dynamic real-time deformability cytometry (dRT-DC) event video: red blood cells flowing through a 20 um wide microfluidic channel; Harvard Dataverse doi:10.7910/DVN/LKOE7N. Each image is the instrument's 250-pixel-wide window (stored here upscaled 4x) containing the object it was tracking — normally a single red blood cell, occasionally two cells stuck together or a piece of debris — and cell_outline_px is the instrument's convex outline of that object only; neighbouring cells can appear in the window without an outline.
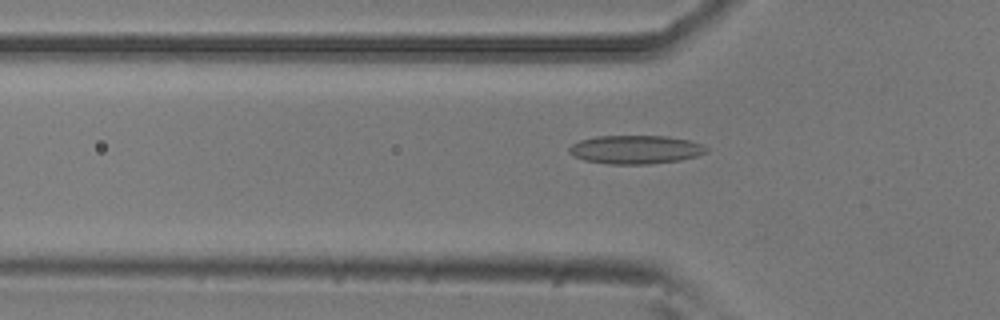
{"species": "common noctule bat (a hibernating species)", "species_latin": "Nyctalus noctula", "temperature_condition": "room temperature", "stored_images_in_passage": 51, "camera_frame_rate_fps": 3000, "um_per_image_px": 0.085, "animal": {"sex": "male", "body_mass_g": 20.5, "forearm_length_mm": 52.5}, "frame": {"image": 1, "passage_image": 17, "time_ms": 5.333, "image_size_px": [1000, 320], "cell_outline_px": [[708, 152], [696, 156], [680, 160], [648, 164], [608, 164], [584, 160], [572, 156], [568, 152], [568, 148], [572, 144], [580, 140], [596, 136], [668, 136], [688, 140], [704, 144], [708, 148]], "centroid_in_image_um": [54.02, 12.71], "position_along_channel_um": 71.8, "area_um2": 23.0}}
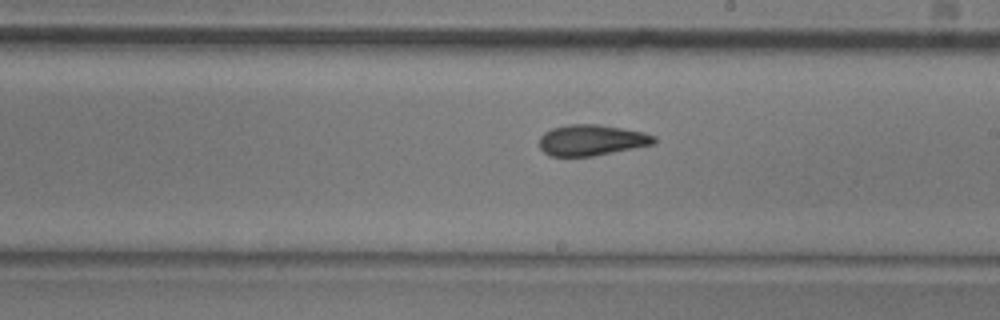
{"frame": {"image": 2, "passage_image": 30, "time_ms": 9.667, "image_size_px": [1000, 320], "cell_outline_px": [[656, 144], [636, 148], [592, 156], [548, 156], [540, 148], [540, 136], [544, 132], [552, 128], [568, 124], [596, 124], [644, 132], [656, 136]], "centroid_in_image_um": [50.29, 11.91], "position_along_channel_um": 238.7, "area_um2": 20.75}}
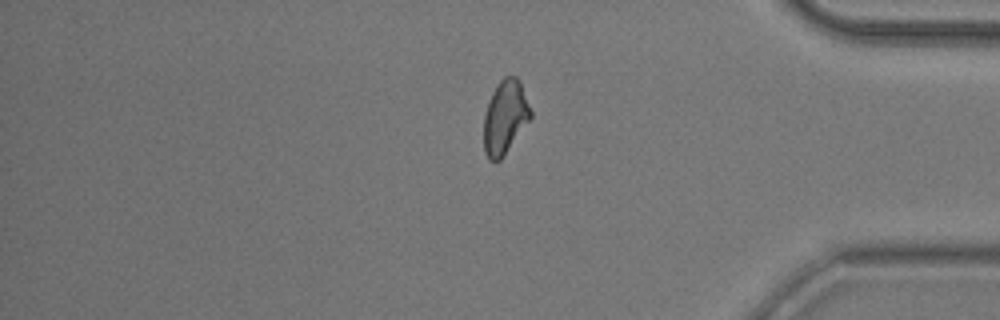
{"frame": {"image": 3, "passage_image": 44, "time_ms": 14.333, "image_size_px": [1000, 320], "cell_outline_px": [[532, 116], [500, 160], [488, 160], [484, 152], [484, 116], [492, 92], [496, 84], [504, 76], [516, 76], [520, 80], [532, 112]], "centroid_in_image_um": [42.93, 9.93], "position_along_channel_um": 392.3, "area_um2": 19.94}}